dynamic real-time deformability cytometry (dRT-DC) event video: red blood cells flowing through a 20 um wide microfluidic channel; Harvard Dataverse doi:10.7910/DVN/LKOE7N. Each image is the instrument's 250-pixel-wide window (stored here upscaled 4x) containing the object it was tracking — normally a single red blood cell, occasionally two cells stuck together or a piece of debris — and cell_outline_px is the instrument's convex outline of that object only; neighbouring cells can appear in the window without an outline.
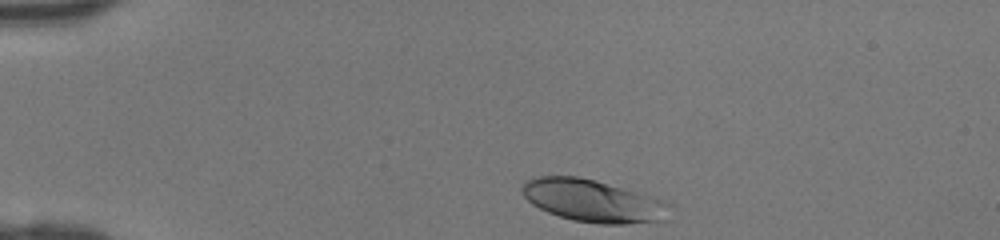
{"species": "human", "species_latin": "Homo sapiens", "temperature_condition": "room temperature", "stored_images_in_passage": 32, "camera_frame_rate_fps": 3000, "um_per_image_px": 0.085, "donor": {"sex": "female"}, "frame": {"image": 1, "passage_image": 1, "time_ms": 0.0, "image_size_px": [1000, 240], "cell_outline_px": [[668, 204], [660, 220], [624, 224], [600, 224], [572, 220], [548, 212], [532, 204], [524, 196], [520, 188], [528, 180], [536, 176], [576, 176], [596, 180], [648, 196], [660, 200]], "centroid_in_image_um": [50.26, 17.06], "position_along_channel_um": 34.7, "area_um2": 35.37}}
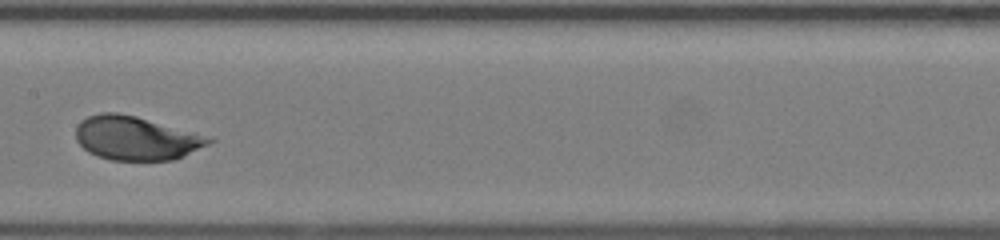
{"frame": {"image": 2, "passage_image": 16, "time_ms": 5.0, "image_size_px": [1000, 240], "cell_outline_px": [[216, 140], [176, 160], [112, 160], [96, 156], [88, 152], [76, 140], [76, 128], [80, 120], [88, 116], [100, 112], [116, 112], [136, 116]], "centroid_in_image_um": [11.48, 11.75], "position_along_channel_um": 195.9, "area_um2": 33.47}}
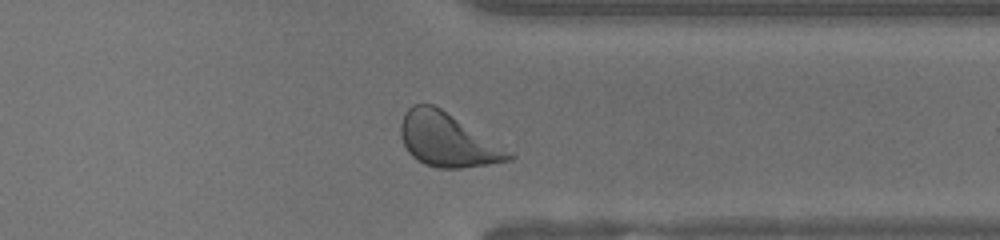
{"frame": {"image": 3, "passage_image": 28, "time_ms": 9.0, "image_size_px": [1000, 240], "cell_outline_px": [[516, 156], [512, 160], [464, 168], [436, 168], [424, 164], [416, 160], [408, 152], [400, 136], [400, 124], [404, 112], [412, 104], [432, 104], [440, 108], [512, 152]], "centroid_in_image_um": [38.0, 11.91], "position_along_channel_um": 373.4, "area_um2": 33.64}}